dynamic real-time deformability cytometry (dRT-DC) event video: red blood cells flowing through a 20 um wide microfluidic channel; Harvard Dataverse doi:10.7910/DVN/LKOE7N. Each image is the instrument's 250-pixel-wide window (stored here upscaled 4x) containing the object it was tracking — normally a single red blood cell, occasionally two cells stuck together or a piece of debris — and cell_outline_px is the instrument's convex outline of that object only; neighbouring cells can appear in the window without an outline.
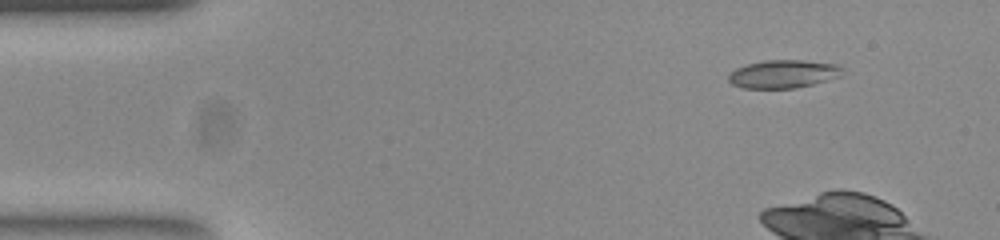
{"species": "common noctule bat (a hibernating species)", "species_latin": "Nyctalus noctula", "temperature_condition": "room temperature", "stored_images_in_passage": 7, "camera_frame_rate_fps": 3000, "um_per_image_px": 0.085, "animal": {"sex": "female", "body_mass_g": 23.0, "forearm_length_mm": 53.4}, "frame": {"image": 1, "passage_image": 1, "time_ms": 0.0, "image_size_px": [1000, 240], "cell_outline_px": [[844, 68], [840, 76], [812, 84], [796, 88], [744, 88], [732, 84], [728, 80], [728, 76], [736, 68], [748, 64], [764, 60], [804, 60], [840, 64]], "centroid_in_image_um": [66.61, 6.28], "position_along_channel_um": 18.4, "area_um2": 18.67}}